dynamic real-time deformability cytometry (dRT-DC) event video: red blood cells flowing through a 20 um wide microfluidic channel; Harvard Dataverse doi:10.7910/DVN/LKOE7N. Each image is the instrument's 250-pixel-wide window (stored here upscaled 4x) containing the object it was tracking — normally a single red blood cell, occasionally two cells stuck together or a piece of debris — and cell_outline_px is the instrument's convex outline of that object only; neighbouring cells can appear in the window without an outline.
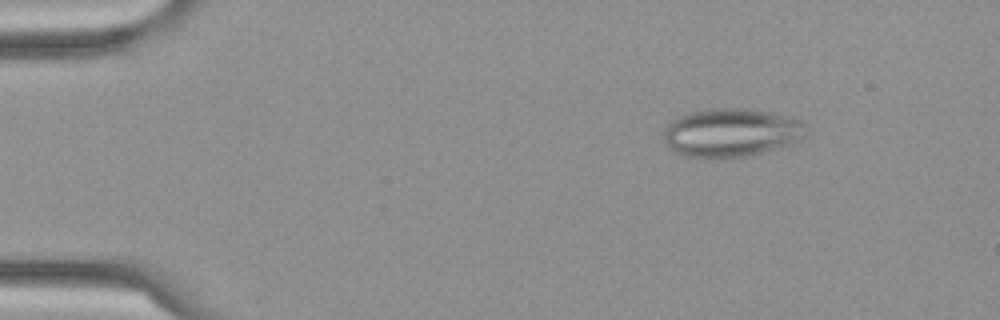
{"species": "Egyptian fruit bat (a non-hibernating species)", "species_latin": "Rousettus aegyptiacus", "temperature_condition": "cold", "stored_images_in_passage": 51, "camera_frame_rate_fps": 3000, "um_per_image_px": 0.085, "frame": {"image": 1, "passage_image": 1, "time_ms": 0.0, "image_size_px": [1000, 320], "cell_outline_px": [[808, 136], [792, 144], [764, 152], [744, 156], [688, 156], [676, 152], [664, 140], [664, 128], [672, 120], [688, 112], [712, 108], [748, 108], [768, 112], [800, 120], [808, 124]], "centroid_in_image_um": [62.23, 11.24], "position_along_channel_um": 22.8, "area_um2": 40.0}}
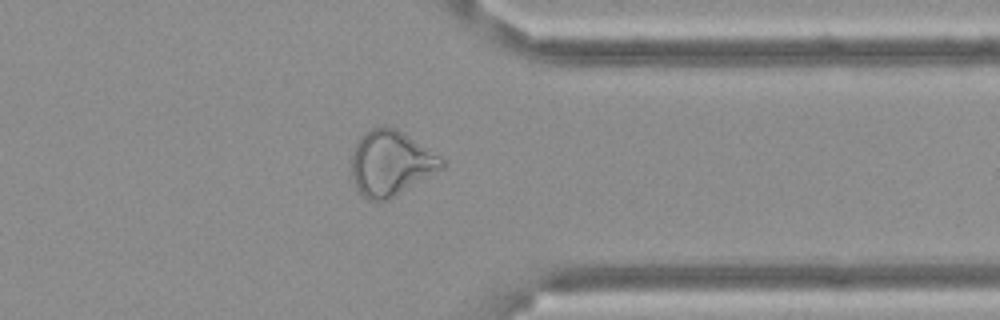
{"frame": {"image": 2, "passage_image": 39, "time_ms": 12.667, "image_size_px": [1000, 320], "cell_outline_px": [[448, 164], [444, 168], [388, 200], [368, 200], [356, 188], [352, 176], [352, 152], [360, 136], [364, 132], [372, 128], [396, 128], [448, 160]], "centroid_in_image_um": [33.26, 13.88], "position_along_channel_um": 378.1, "area_um2": 34.22}}
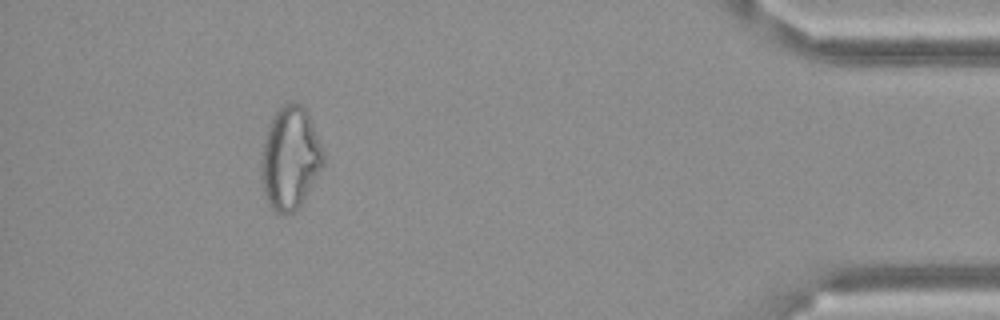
{"frame": {"image": 3, "passage_image": 46, "time_ms": 15.0, "image_size_px": [1000, 320], "cell_outline_px": [[324, 164], [300, 208], [292, 212], [276, 212], [268, 204], [264, 196], [260, 176], [260, 160], [264, 140], [272, 116], [288, 100], [292, 100], [300, 104], [308, 112], [312, 120], [324, 148]], "centroid_in_image_um": [24.67, 13.43], "position_along_channel_um": 410.5, "area_um2": 37.86}}